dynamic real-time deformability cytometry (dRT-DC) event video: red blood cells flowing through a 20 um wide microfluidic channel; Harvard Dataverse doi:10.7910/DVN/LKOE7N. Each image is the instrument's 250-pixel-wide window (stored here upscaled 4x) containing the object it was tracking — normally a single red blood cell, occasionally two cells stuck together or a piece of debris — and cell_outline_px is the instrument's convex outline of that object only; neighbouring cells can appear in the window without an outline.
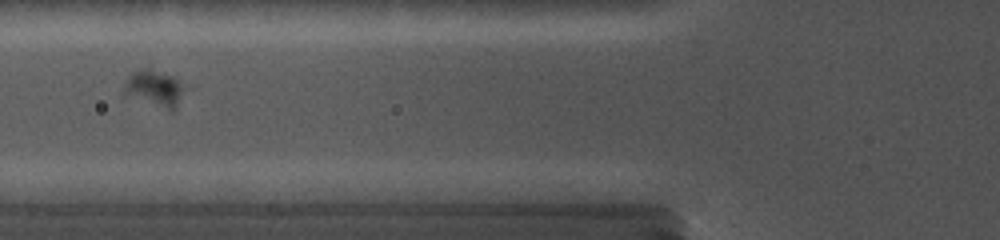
{"species": "common noctule bat (a hibernating species)", "species_latin": "Nyctalus noctula", "temperature_condition": "cold", "stored_images_in_passage": 35, "camera_frame_rate_fps": 5000, "um_per_image_px": 0.085, "animal": {"sex": "female", "body_mass_g": 19.0, "forearm_length_mm": 56.7}, "frame": {"image": 1, "passage_image": 8, "time_ms": 3.0, "image_size_px": [1000, 240], "cell_outline_px": [[180, 92], [176, 108], [172, 112], [124, 96], [124, 84], [132, 72], [140, 68], [148, 68], [172, 76], [180, 84]], "centroid_in_image_um": [13.01, 7.54], "position_along_channel_um": 112.8, "area_um2": 12.54}}
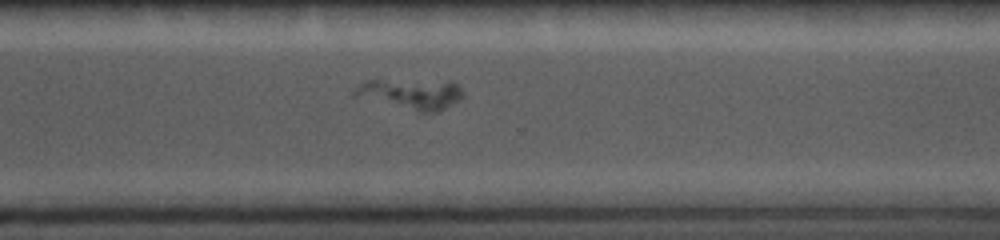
{"frame": {"image": 2, "passage_image": 24, "time_ms": 9.0, "image_size_px": [1000, 240], "cell_outline_px": [[464, 92], [460, 100], [436, 112], [420, 112], [352, 96], [352, 92], [360, 84], [368, 80], [452, 80]], "centroid_in_image_um": [34.96, 7.96], "position_along_channel_um": 335.6, "area_um2": 19.36}}
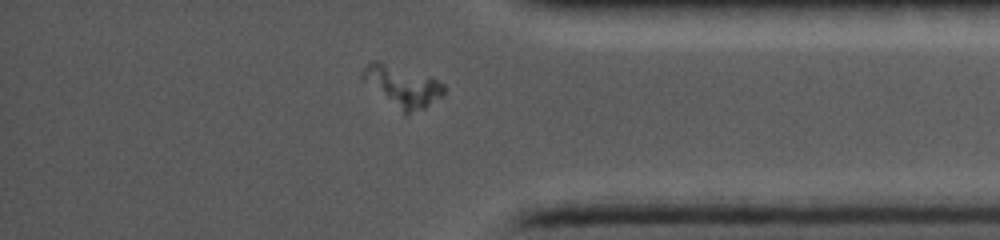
{"frame": {"image": 3, "passage_image": 29, "time_ms": 10.8, "image_size_px": [1000, 240], "cell_outline_px": [[444, 96], [424, 108], [404, 116], [364, 80], [360, 76], [360, 72], [372, 60], [376, 60], [432, 76], [444, 84]], "centroid_in_image_um": [34.24, 7.34], "position_along_channel_um": 401.0, "area_um2": 19.59}}